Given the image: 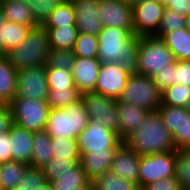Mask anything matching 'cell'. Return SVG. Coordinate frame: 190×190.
Returning a JSON list of instances; mask_svg holds the SVG:
<instances>
[{
  "mask_svg": "<svg viewBox=\"0 0 190 190\" xmlns=\"http://www.w3.org/2000/svg\"><path fill=\"white\" fill-rule=\"evenodd\" d=\"M161 93V105L186 108V105L190 99V88L185 85L173 84Z\"/></svg>",
  "mask_w": 190,
  "mask_h": 190,
  "instance_id": "cell-33",
  "label": "cell"
},
{
  "mask_svg": "<svg viewBox=\"0 0 190 190\" xmlns=\"http://www.w3.org/2000/svg\"><path fill=\"white\" fill-rule=\"evenodd\" d=\"M76 56L73 50L51 48L45 66L61 70H72Z\"/></svg>",
  "mask_w": 190,
  "mask_h": 190,
  "instance_id": "cell-38",
  "label": "cell"
},
{
  "mask_svg": "<svg viewBox=\"0 0 190 190\" xmlns=\"http://www.w3.org/2000/svg\"><path fill=\"white\" fill-rule=\"evenodd\" d=\"M9 131L0 133V164L12 160Z\"/></svg>",
  "mask_w": 190,
  "mask_h": 190,
  "instance_id": "cell-47",
  "label": "cell"
},
{
  "mask_svg": "<svg viewBox=\"0 0 190 190\" xmlns=\"http://www.w3.org/2000/svg\"><path fill=\"white\" fill-rule=\"evenodd\" d=\"M81 92L77 88L67 90H49L46 101L51 109L64 108L81 99Z\"/></svg>",
  "mask_w": 190,
  "mask_h": 190,
  "instance_id": "cell-36",
  "label": "cell"
},
{
  "mask_svg": "<svg viewBox=\"0 0 190 190\" xmlns=\"http://www.w3.org/2000/svg\"><path fill=\"white\" fill-rule=\"evenodd\" d=\"M176 151L141 156L139 188L160 179L174 176Z\"/></svg>",
  "mask_w": 190,
  "mask_h": 190,
  "instance_id": "cell-10",
  "label": "cell"
},
{
  "mask_svg": "<svg viewBox=\"0 0 190 190\" xmlns=\"http://www.w3.org/2000/svg\"><path fill=\"white\" fill-rule=\"evenodd\" d=\"M31 27L8 22L0 10V54H6L12 48L22 44Z\"/></svg>",
  "mask_w": 190,
  "mask_h": 190,
  "instance_id": "cell-22",
  "label": "cell"
},
{
  "mask_svg": "<svg viewBox=\"0 0 190 190\" xmlns=\"http://www.w3.org/2000/svg\"><path fill=\"white\" fill-rule=\"evenodd\" d=\"M76 190H94V189H93L92 183H90L89 185H87L85 187H79Z\"/></svg>",
  "mask_w": 190,
  "mask_h": 190,
  "instance_id": "cell-50",
  "label": "cell"
},
{
  "mask_svg": "<svg viewBox=\"0 0 190 190\" xmlns=\"http://www.w3.org/2000/svg\"><path fill=\"white\" fill-rule=\"evenodd\" d=\"M88 122L85 104L80 99L64 108L50 109L44 131L51 138L76 139Z\"/></svg>",
  "mask_w": 190,
  "mask_h": 190,
  "instance_id": "cell-4",
  "label": "cell"
},
{
  "mask_svg": "<svg viewBox=\"0 0 190 190\" xmlns=\"http://www.w3.org/2000/svg\"><path fill=\"white\" fill-rule=\"evenodd\" d=\"M17 70L10 65L5 55L0 54V100L8 105L16 93Z\"/></svg>",
  "mask_w": 190,
  "mask_h": 190,
  "instance_id": "cell-24",
  "label": "cell"
},
{
  "mask_svg": "<svg viewBox=\"0 0 190 190\" xmlns=\"http://www.w3.org/2000/svg\"><path fill=\"white\" fill-rule=\"evenodd\" d=\"M165 8L173 10L185 17L190 15V0H160Z\"/></svg>",
  "mask_w": 190,
  "mask_h": 190,
  "instance_id": "cell-46",
  "label": "cell"
},
{
  "mask_svg": "<svg viewBox=\"0 0 190 190\" xmlns=\"http://www.w3.org/2000/svg\"><path fill=\"white\" fill-rule=\"evenodd\" d=\"M141 156L124 142L118 147L110 171L139 186V165Z\"/></svg>",
  "mask_w": 190,
  "mask_h": 190,
  "instance_id": "cell-17",
  "label": "cell"
},
{
  "mask_svg": "<svg viewBox=\"0 0 190 190\" xmlns=\"http://www.w3.org/2000/svg\"><path fill=\"white\" fill-rule=\"evenodd\" d=\"M46 75L49 90H67L68 88H76L71 70L46 67Z\"/></svg>",
  "mask_w": 190,
  "mask_h": 190,
  "instance_id": "cell-37",
  "label": "cell"
},
{
  "mask_svg": "<svg viewBox=\"0 0 190 190\" xmlns=\"http://www.w3.org/2000/svg\"><path fill=\"white\" fill-rule=\"evenodd\" d=\"M76 140L81 156L89 152L118 148L123 143L117 132L94 119L89 120L87 127L77 136Z\"/></svg>",
  "mask_w": 190,
  "mask_h": 190,
  "instance_id": "cell-8",
  "label": "cell"
},
{
  "mask_svg": "<svg viewBox=\"0 0 190 190\" xmlns=\"http://www.w3.org/2000/svg\"><path fill=\"white\" fill-rule=\"evenodd\" d=\"M8 105L16 125L32 132L45 130L51 109L46 100L15 96Z\"/></svg>",
  "mask_w": 190,
  "mask_h": 190,
  "instance_id": "cell-6",
  "label": "cell"
},
{
  "mask_svg": "<svg viewBox=\"0 0 190 190\" xmlns=\"http://www.w3.org/2000/svg\"><path fill=\"white\" fill-rule=\"evenodd\" d=\"M81 158H52L41 169L45 176V179L49 182L53 181L59 175L65 171H71V168L75 167Z\"/></svg>",
  "mask_w": 190,
  "mask_h": 190,
  "instance_id": "cell-34",
  "label": "cell"
},
{
  "mask_svg": "<svg viewBox=\"0 0 190 190\" xmlns=\"http://www.w3.org/2000/svg\"><path fill=\"white\" fill-rule=\"evenodd\" d=\"M173 84L190 88V60L175 61Z\"/></svg>",
  "mask_w": 190,
  "mask_h": 190,
  "instance_id": "cell-43",
  "label": "cell"
},
{
  "mask_svg": "<svg viewBox=\"0 0 190 190\" xmlns=\"http://www.w3.org/2000/svg\"><path fill=\"white\" fill-rule=\"evenodd\" d=\"M173 75H174V68L171 70L163 69L153 73L151 79L154 81L159 90L162 92L169 86L173 85Z\"/></svg>",
  "mask_w": 190,
  "mask_h": 190,
  "instance_id": "cell-45",
  "label": "cell"
},
{
  "mask_svg": "<svg viewBox=\"0 0 190 190\" xmlns=\"http://www.w3.org/2000/svg\"><path fill=\"white\" fill-rule=\"evenodd\" d=\"M45 29L47 30L51 48L73 50L79 34L77 26Z\"/></svg>",
  "mask_w": 190,
  "mask_h": 190,
  "instance_id": "cell-29",
  "label": "cell"
},
{
  "mask_svg": "<svg viewBox=\"0 0 190 190\" xmlns=\"http://www.w3.org/2000/svg\"><path fill=\"white\" fill-rule=\"evenodd\" d=\"M118 148H108L106 151L85 153L80 163L90 181L110 170L112 160Z\"/></svg>",
  "mask_w": 190,
  "mask_h": 190,
  "instance_id": "cell-21",
  "label": "cell"
},
{
  "mask_svg": "<svg viewBox=\"0 0 190 190\" xmlns=\"http://www.w3.org/2000/svg\"><path fill=\"white\" fill-rule=\"evenodd\" d=\"M29 165L10 160L0 165V189L13 190L17 187L23 176L24 171Z\"/></svg>",
  "mask_w": 190,
  "mask_h": 190,
  "instance_id": "cell-30",
  "label": "cell"
},
{
  "mask_svg": "<svg viewBox=\"0 0 190 190\" xmlns=\"http://www.w3.org/2000/svg\"><path fill=\"white\" fill-rule=\"evenodd\" d=\"M98 8L103 27L124 29L134 34L130 0H99Z\"/></svg>",
  "mask_w": 190,
  "mask_h": 190,
  "instance_id": "cell-14",
  "label": "cell"
},
{
  "mask_svg": "<svg viewBox=\"0 0 190 190\" xmlns=\"http://www.w3.org/2000/svg\"><path fill=\"white\" fill-rule=\"evenodd\" d=\"M53 158L51 137L43 130L34 132L31 167L42 168Z\"/></svg>",
  "mask_w": 190,
  "mask_h": 190,
  "instance_id": "cell-27",
  "label": "cell"
},
{
  "mask_svg": "<svg viewBox=\"0 0 190 190\" xmlns=\"http://www.w3.org/2000/svg\"><path fill=\"white\" fill-rule=\"evenodd\" d=\"M98 46V36L79 32L73 52L77 57L97 58Z\"/></svg>",
  "mask_w": 190,
  "mask_h": 190,
  "instance_id": "cell-35",
  "label": "cell"
},
{
  "mask_svg": "<svg viewBox=\"0 0 190 190\" xmlns=\"http://www.w3.org/2000/svg\"><path fill=\"white\" fill-rule=\"evenodd\" d=\"M116 109L119 119V137L122 140L135 132L143 124L150 112L143 107L121 102L120 100L117 101Z\"/></svg>",
  "mask_w": 190,
  "mask_h": 190,
  "instance_id": "cell-19",
  "label": "cell"
},
{
  "mask_svg": "<svg viewBox=\"0 0 190 190\" xmlns=\"http://www.w3.org/2000/svg\"><path fill=\"white\" fill-rule=\"evenodd\" d=\"M131 4L133 10L134 34L138 37L155 35L161 24L165 5L161 1Z\"/></svg>",
  "mask_w": 190,
  "mask_h": 190,
  "instance_id": "cell-12",
  "label": "cell"
},
{
  "mask_svg": "<svg viewBox=\"0 0 190 190\" xmlns=\"http://www.w3.org/2000/svg\"><path fill=\"white\" fill-rule=\"evenodd\" d=\"M14 124L13 116L9 105L0 108V133L7 132Z\"/></svg>",
  "mask_w": 190,
  "mask_h": 190,
  "instance_id": "cell-48",
  "label": "cell"
},
{
  "mask_svg": "<svg viewBox=\"0 0 190 190\" xmlns=\"http://www.w3.org/2000/svg\"><path fill=\"white\" fill-rule=\"evenodd\" d=\"M185 28L190 32V15L186 17Z\"/></svg>",
  "mask_w": 190,
  "mask_h": 190,
  "instance_id": "cell-52",
  "label": "cell"
},
{
  "mask_svg": "<svg viewBox=\"0 0 190 190\" xmlns=\"http://www.w3.org/2000/svg\"><path fill=\"white\" fill-rule=\"evenodd\" d=\"M138 74L152 76L163 69H173L175 58L165 42L157 36H139Z\"/></svg>",
  "mask_w": 190,
  "mask_h": 190,
  "instance_id": "cell-5",
  "label": "cell"
},
{
  "mask_svg": "<svg viewBox=\"0 0 190 190\" xmlns=\"http://www.w3.org/2000/svg\"><path fill=\"white\" fill-rule=\"evenodd\" d=\"M12 160L30 166L33 152L34 132L28 131L15 123L9 130Z\"/></svg>",
  "mask_w": 190,
  "mask_h": 190,
  "instance_id": "cell-20",
  "label": "cell"
},
{
  "mask_svg": "<svg viewBox=\"0 0 190 190\" xmlns=\"http://www.w3.org/2000/svg\"><path fill=\"white\" fill-rule=\"evenodd\" d=\"M46 181L41 168L28 166L13 190H37Z\"/></svg>",
  "mask_w": 190,
  "mask_h": 190,
  "instance_id": "cell-41",
  "label": "cell"
},
{
  "mask_svg": "<svg viewBox=\"0 0 190 190\" xmlns=\"http://www.w3.org/2000/svg\"><path fill=\"white\" fill-rule=\"evenodd\" d=\"M94 190H140L139 186L112 171H106L91 181Z\"/></svg>",
  "mask_w": 190,
  "mask_h": 190,
  "instance_id": "cell-31",
  "label": "cell"
},
{
  "mask_svg": "<svg viewBox=\"0 0 190 190\" xmlns=\"http://www.w3.org/2000/svg\"><path fill=\"white\" fill-rule=\"evenodd\" d=\"M42 26L44 28L76 26L75 11L71 0L59 2Z\"/></svg>",
  "mask_w": 190,
  "mask_h": 190,
  "instance_id": "cell-28",
  "label": "cell"
},
{
  "mask_svg": "<svg viewBox=\"0 0 190 190\" xmlns=\"http://www.w3.org/2000/svg\"><path fill=\"white\" fill-rule=\"evenodd\" d=\"M161 39L173 53L175 60H190V32L186 28L165 33Z\"/></svg>",
  "mask_w": 190,
  "mask_h": 190,
  "instance_id": "cell-25",
  "label": "cell"
},
{
  "mask_svg": "<svg viewBox=\"0 0 190 190\" xmlns=\"http://www.w3.org/2000/svg\"><path fill=\"white\" fill-rule=\"evenodd\" d=\"M4 104L2 103V101L0 100V108L3 107Z\"/></svg>",
  "mask_w": 190,
  "mask_h": 190,
  "instance_id": "cell-55",
  "label": "cell"
},
{
  "mask_svg": "<svg viewBox=\"0 0 190 190\" xmlns=\"http://www.w3.org/2000/svg\"><path fill=\"white\" fill-rule=\"evenodd\" d=\"M35 22L43 25L50 13L58 5L57 0H26Z\"/></svg>",
  "mask_w": 190,
  "mask_h": 190,
  "instance_id": "cell-42",
  "label": "cell"
},
{
  "mask_svg": "<svg viewBox=\"0 0 190 190\" xmlns=\"http://www.w3.org/2000/svg\"><path fill=\"white\" fill-rule=\"evenodd\" d=\"M79 32L97 36L102 31L99 0H71Z\"/></svg>",
  "mask_w": 190,
  "mask_h": 190,
  "instance_id": "cell-16",
  "label": "cell"
},
{
  "mask_svg": "<svg viewBox=\"0 0 190 190\" xmlns=\"http://www.w3.org/2000/svg\"><path fill=\"white\" fill-rule=\"evenodd\" d=\"M161 98L162 93L150 76L134 74L129 76L119 100L148 111H158Z\"/></svg>",
  "mask_w": 190,
  "mask_h": 190,
  "instance_id": "cell-7",
  "label": "cell"
},
{
  "mask_svg": "<svg viewBox=\"0 0 190 190\" xmlns=\"http://www.w3.org/2000/svg\"><path fill=\"white\" fill-rule=\"evenodd\" d=\"M0 10L8 22L31 28L38 26L26 0H0Z\"/></svg>",
  "mask_w": 190,
  "mask_h": 190,
  "instance_id": "cell-23",
  "label": "cell"
},
{
  "mask_svg": "<svg viewBox=\"0 0 190 190\" xmlns=\"http://www.w3.org/2000/svg\"><path fill=\"white\" fill-rule=\"evenodd\" d=\"M123 142L140 156L177 150L158 111H150L143 124Z\"/></svg>",
  "mask_w": 190,
  "mask_h": 190,
  "instance_id": "cell-2",
  "label": "cell"
},
{
  "mask_svg": "<svg viewBox=\"0 0 190 190\" xmlns=\"http://www.w3.org/2000/svg\"><path fill=\"white\" fill-rule=\"evenodd\" d=\"M100 60L98 58H75L72 75L75 87L81 92L93 91L97 81Z\"/></svg>",
  "mask_w": 190,
  "mask_h": 190,
  "instance_id": "cell-18",
  "label": "cell"
},
{
  "mask_svg": "<svg viewBox=\"0 0 190 190\" xmlns=\"http://www.w3.org/2000/svg\"><path fill=\"white\" fill-rule=\"evenodd\" d=\"M81 99L85 104L89 120H98L119 134V119L116 109L118 100L95 91L83 92Z\"/></svg>",
  "mask_w": 190,
  "mask_h": 190,
  "instance_id": "cell-11",
  "label": "cell"
},
{
  "mask_svg": "<svg viewBox=\"0 0 190 190\" xmlns=\"http://www.w3.org/2000/svg\"><path fill=\"white\" fill-rule=\"evenodd\" d=\"M158 112L173 137L176 149L190 150V111L185 107L160 105Z\"/></svg>",
  "mask_w": 190,
  "mask_h": 190,
  "instance_id": "cell-9",
  "label": "cell"
},
{
  "mask_svg": "<svg viewBox=\"0 0 190 190\" xmlns=\"http://www.w3.org/2000/svg\"><path fill=\"white\" fill-rule=\"evenodd\" d=\"M98 36V56L101 63H118L129 75L138 74L139 37L127 30L103 27Z\"/></svg>",
  "mask_w": 190,
  "mask_h": 190,
  "instance_id": "cell-1",
  "label": "cell"
},
{
  "mask_svg": "<svg viewBox=\"0 0 190 190\" xmlns=\"http://www.w3.org/2000/svg\"><path fill=\"white\" fill-rule=\"evenodd\" d=\"M58 2H66V1H70V0H57Z\"/></svg>",
  "mask_w": 190,
  "mask_h": 190,
  "instance_id": "cell-54",
  "label": "cell"
},
{
  "mask_svg": "<svg viewBox=\"0 0 190 190\" xmlns=\"http://www.w3.org/2000/svg\"><path fill=\"white\" fill-rule=\"evenodd\" d=\"M48 91L49 88L45 65L17 71L15 96L46 100Z\"/></svg>",
  "mask_w": 190,
  "mask_h": 190,
  "instance_id": "cell-13",
  "label": "cell"
},
{
  "mask_svg": "<svg viewBox=\"0 0 190 190\" xmlns=\"http://www.w3.org/2000/svg\"><path fill=\"white\" fill-rule=\"evenodd\" d=\"M129 76L118 63H101L93 91L119 100Z\"/></svg>",
  "mask_w": 190,
  "mask_h": 190,
  "instance_id": "cell-15",
  "label": "cell"
},
{
  "mask_svg": "<svg viewBox=\"0 0 190 190\" xmlns=\"http://www.w3.org/2000/svg\"><path fill=\"white\" fill-rule=\"evenodd\" d=\"M149 1H160V0H130V3H144Z\"/></svg>",
  "mask_w": 190,
  "mask_h": 190,
  "instance_id": "cell-51",
  "label": "cell"
},
{
  "mask_svg": "<svg viewBox=\"0 0 190 190\" xmlns=\"http://www.w3.org/2000/svg\"><path fill=\"white\" fill-rule=\"evenodd\" d=\"M90 183L91 181L87 177L80 162L75 167L71 168V171H65L59 175V177L51 181L53 190H76Z\"/></svg>",
  "mask_w": 190,
  "mask_h": 190,
  "instance_id": "cell-26",
  "label": "cell"
},
{
  "mask_svg": "<svg viewBox=\"0 0 190 190\" xmlns=\"http://www.w3.org/2000/svg\"><path fill=\"white\" fill-rule=\"evenodd\" d=\"M185 24V16L165 8L159 30L154 36L161 38L165 33H170L178 29L185 28Z\"/></svg>",
  "mask_w": 190,
  "mask_h": 190,
  "instance_id": "cell-40",
  "label": "cell"
},
{
  "mask_svg": "<svg viewBox=\"0 0 190 190\" xmlns=\"http://www.w3.org/2000/svg\"><path fill=\"white\" fill-rule=\"evenodd\" d=\"M174 176L182 190H190V150L177 149Z\"/></svg>",
  "mask_w": 190,
  "mask_h": 190,
  "instance_id": "cell-32",
  "label": "cell"
},
{
  "mask_svg": "<svg viewBox=\"0 0 190 190\" xmlns=\"http://www.w3.org/2000/svg\"><path fill=\"white\" fill-rule=\"evenodd\" d=\"M140 190H182L175 176L144 185Z\"/></svg>",
  "mask_w": 190,
  "mask_h": 190,
  "instance_id": "cell-44",
  "label": "cell"
},
{
  "mask_svg": "<svg viewBox=\"0 0 190 190\" xmlns=\"http://www.w3.org/2000/svg\"><path fill=\"white\" fill-rule=\"evenodd\" d=\"M37 190H53L51 182L46 181L44 185L40 186Z\"/></svg>",
  "mask_w": 190,
  "mask_h": 190,
  "instance_id": "cell-49",
  "label": "cell"
},
{
  "mask_svg": "<svg viewBox=\"0 0 190 190\" xmlns=\"http://www.w3.org/2000/svg\"><path fill=\"white\" fill-rule=\"evenodd\" d=\"M53 158H81L76 139L51 138Z\"/></svg>",
  "mask_w": 190,
  "mask_h": 190,
  "instance_id": "cell-39",
  "label": "cell"
},
{
  "mask_svg": "<svg viewBox=\"0 0 190 190\" xmlns=\"http://www.w3.org/2000/svg\"><path fill=\"white\" fill-rule=\"evenodd\" d=\"M186 109L190 111V99H189V101H188V103L186 105Z\"/></svg>",
  "mask_w": 190,
  "mask_h": 190,
  "instance_id": "cell-53",
  "label": "cell"
},
{
  "mask_svg": "<svg viewBox=\"0 0 190 190\" xmlns=\"http://www.w3.org/2000/svg\"><path fill=\"white\" fill-rule=\"evenodd\" d=\"M51 46L47 30L38 25L29 30L25 40L6 54L11 66L17 71L45 65Z\"/></svg>",
  "mask_w": 190,
  "mask_h": 190,
  "instance_id": "cell-3",
  "label": "cell"
}]
</instances>
